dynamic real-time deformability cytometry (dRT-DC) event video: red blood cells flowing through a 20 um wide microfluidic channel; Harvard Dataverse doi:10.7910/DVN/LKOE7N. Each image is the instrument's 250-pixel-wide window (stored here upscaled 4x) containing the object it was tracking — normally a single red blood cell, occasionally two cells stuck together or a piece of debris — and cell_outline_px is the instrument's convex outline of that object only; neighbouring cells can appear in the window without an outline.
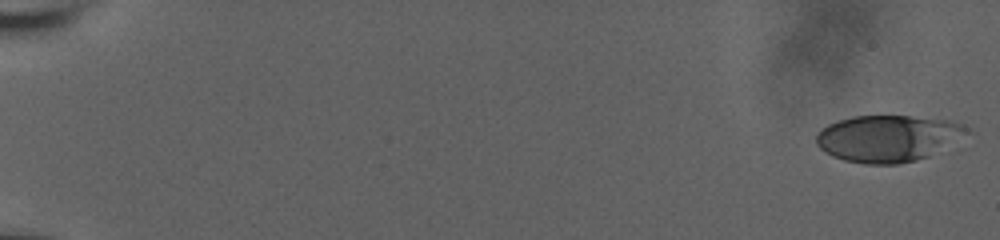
{"species": "human", "species_latin": "Homo sapiens", "temperature_condition": "room temperature", "stored_images_in_passage": 58, "camera_frame_rate_fps": 3000, "um_per_image_px": 0.085, "donor": {"sex": "male"}, "frame": {"image": 1, "passage_image": 1, "time_ms": 0.0, "image_size_px": [1000, 240], "cell_outline_px": [[976, 132], [928, 156], [916, 160], [896, 164], [864, 164], [844, 160], [832, 156], [824, 152], [816, 144], [816, 136], [820, 128], [828, 124], [852, 116], [908, 116], [952, 120], [964, 124]], "centroid_in_image_um": [75.54, 11.75], "position_along_channel_um": 9.5, "area_um2": 41.5}}
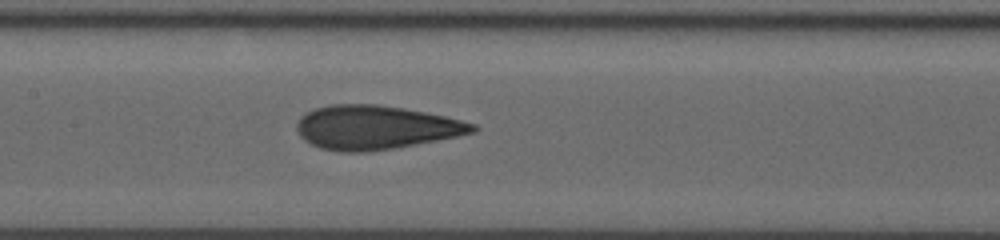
{"frame": {"image": 2, "passage_image": 31, "time_ms": 10.0, "image_size_px": [1000, 240], "cell_outline_px": [[480, 128], [476, 132], [396, 148], [368, 152], [340, 152], [320, 148], [304, 140], [300, 136], [296, 128], [296, 124], [300, 116], [304, 112], [316, 108], [332, 104], [376, 104], [424, 112], [444, 116], [476, 124]], "centroid_in_image_um": [31.89, 10.84], "position_along_channel_um": 175.5, "area_um2": 44.97}}
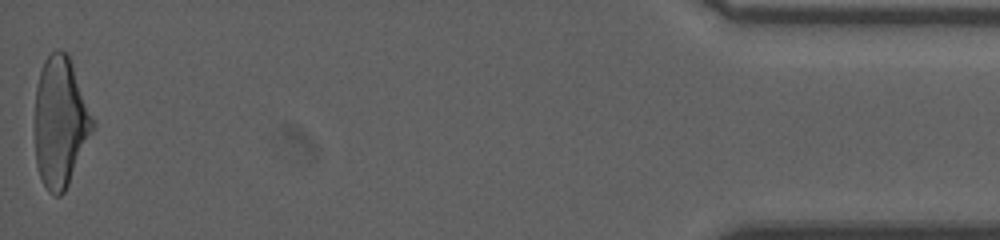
{"frame": {"image": 3, "passage_image": 58, "time_ms": 19.0, "image_size_px": [1000, 240], "cell_outline_px": [[96, 124], [68, 184], [64, 192], [60, 196], [56, 196], [48, 192], [40, 176], [36, 164], [36, 88], [40, 72], [44, 60], [56, 48], [60, 48], [68, 52]], "centroid_in_image_um": [5.14, 10.34], "position_along_channel_um": 430.1, "area_um2": 43.64}, "authors_computed_cell_mechanics": {"area_um2": 43.061, "velocity_mm_per_s": 3.7659, "shape_relaxation_time_tau1_ms": 5.4911, "shape_relaxation_time_tau2_ms": 1.3814, "deformation_change_tau1": 0.1927, "deformation_change_tau2": 0.0995}}